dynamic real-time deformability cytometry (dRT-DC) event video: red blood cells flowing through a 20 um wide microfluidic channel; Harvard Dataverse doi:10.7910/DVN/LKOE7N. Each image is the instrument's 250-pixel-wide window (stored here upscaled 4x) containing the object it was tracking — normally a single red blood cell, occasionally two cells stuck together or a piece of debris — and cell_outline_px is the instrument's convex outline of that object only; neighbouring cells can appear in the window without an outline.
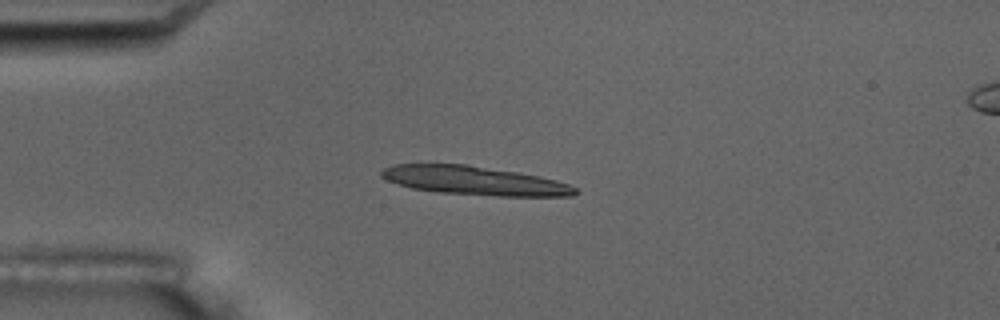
{"species": "common noctule bat (a hibernating species)", "species_latin": "Nyctalus noctula", "temperature_condition": "room temperature", "stored_images_in_passage": 7, "camera_frame_rate_fps": 3000, "um_per_image_px": 0.085, "animal": {"sex": "male", "body_mass_g": 17.5, "forearm_length_mm": 52.3}, "frame": {"image": 1, "passage_image": 5, "time_ms": 4.667, "image_size_px": [1000, 320], "cell_outline_px": [[576, 192], [572, 196], [496, 196], [440, 192], [412, 188], [388, 180], [380, 176], [380, 172], [384, 168], [392, 164], [468, 164], [540, 176], [556, 180], [568, 184], [576, 188]], "centroid_in_image_um": [40.32, 15.35], "position_along_channel_um": 44.7, "area_um2": 32.25}}